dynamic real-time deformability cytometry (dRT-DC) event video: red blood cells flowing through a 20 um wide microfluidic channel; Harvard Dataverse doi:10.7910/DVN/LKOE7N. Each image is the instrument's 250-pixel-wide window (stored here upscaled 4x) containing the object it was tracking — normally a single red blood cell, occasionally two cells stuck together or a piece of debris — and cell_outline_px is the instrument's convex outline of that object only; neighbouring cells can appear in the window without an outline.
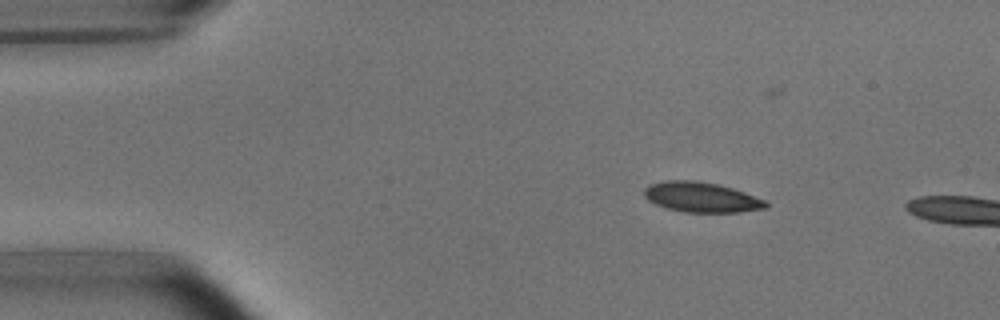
{"species": "common noctule bat (a hibernating species)", "species_latin": "Nyctalus noctula", "temperature_condition": "room temperature", "stored_images_in_passage": 2, "camera_frame_rate_fps": 3000, "um_per_image_px": 0.085, "animal": {"sex": "male", "body_mass_g": 15.6}, "frame": {"image": 1, "passage_image": 1, "time_ms": 0.0, "image_size_px": [1000, 320], "cell_outline_px": [[768, 204], [764, 208], [740, 212], [684, 212], [668, 208], [656, 204], [648, 200], [644, 196], [644, 188], [648, 184], [664, 180], [696, 180], [720, 184], [744, 192], [764, 200]], "centroid_in_image_um": [59.57, 16.74], "position_along_channel_um": 25.4, "area_um2": 21.33}}